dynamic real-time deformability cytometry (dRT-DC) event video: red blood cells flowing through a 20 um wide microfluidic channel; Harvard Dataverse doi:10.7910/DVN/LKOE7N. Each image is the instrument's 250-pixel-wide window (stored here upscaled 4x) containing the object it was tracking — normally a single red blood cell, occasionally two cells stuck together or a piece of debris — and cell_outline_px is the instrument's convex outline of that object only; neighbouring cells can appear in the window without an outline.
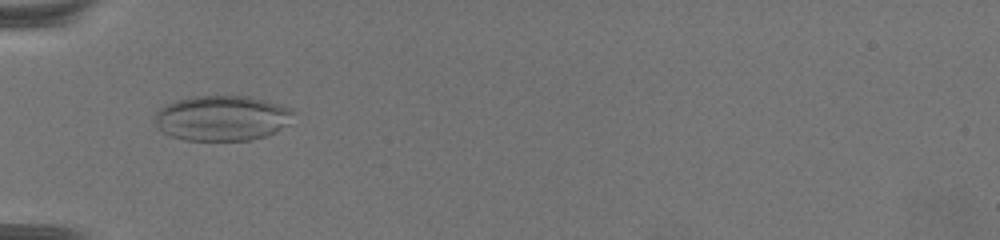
{"species": "common noctule bat (a hibernating species)", "species_latin": "Nyctalus noctula", "temperature_condition": "warm", "stored_images_in_passage": 44, "camera_frame_rate_fps": 3000, "um_per_image_px": 0.085, "animal": {"sex": "female", "body_mass_g": 19.5, "forearm_length_mm": 54.1}, "frame": {"image": 1, "passage_image": 1, "time_ms": 0.0, "image_size_px": [1000, 240], "cell_outline_px": [[296, 112], [288, 124], [264, 136], [248, 140], [184, 140], [172, 136], [164, 132], [156, 124], [156, 112], [160, 108], [176, 100], [192, 96], [248, 96], [280, 104], [292, 108]], "centroid_in_image_um": [18.89, 10.02], "position_along_channel_um": 66.1, "area_um2": 36.3}}
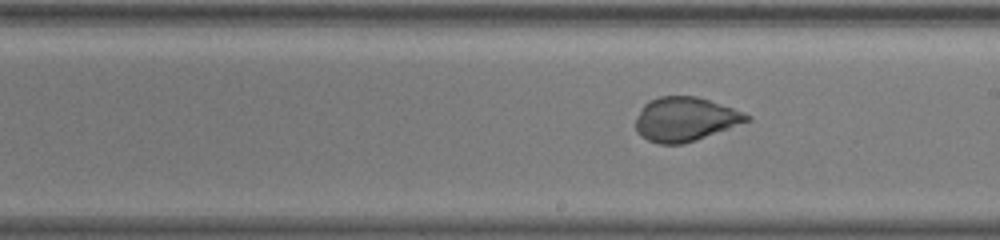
{"frame": {"image": 2, "passage_image": 17, "time_ms": 5.333, "image_size_px": [1000, 240], "cell_outline_px": [[752, 120], [696, 140], [684, 144], [660, 144], [648, 140], [640, 136], [636, 132], [636, 120], [644, 104], [648, 100], [660, 96], [696, 96], [744, 112], [752, 116]], "centroid_in_image_um": [58.24, 10.14], "position_along_channel_um": 230.8, "area_um2": 28.5}}
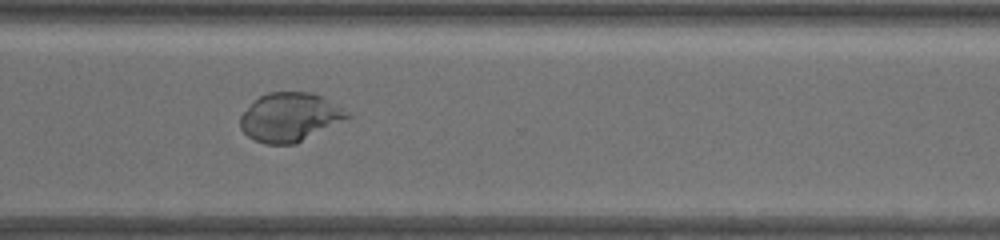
{"frame": {"image": 3, "passage_image": 28, "time_ms": 9.0, "image_size_px": [1000, 240], "cell_outline_px": [[352, 116], [296, 144], [264, 144], [248, 136], [240, 128], [240, 116], [252, 100], [268, 92], [312, 92], [352, 112]], "centroid_in_image_um": [24.63, 9.95], "position_along_channel_um": 346.0, "area_um2": 30.52}}